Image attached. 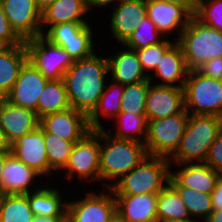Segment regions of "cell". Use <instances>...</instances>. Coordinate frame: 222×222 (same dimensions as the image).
<instances>
[{"instance_id": "cell-29", "label": "cell", "mask_w": 222, "mask_h": 222, "mask_svg": "<svg viewBox=\"0 0 222 222\" xmlns=\"http://www.w3.org/2000/svg\"><path fill=\"white\" fill-rule=\"evenodd\" d=\"M71 108L63 79L49 80L42 91L37 105V116L64 111Z\"/></svg>"}, {"instance_id": "cell-10", "label": "cell", "mask_w": 222, "mask_h": 222, "mask_svg": "<svg viewBox=\"0 0 222 222\" xmlns=\"http://www.w3.org/2000/svg\"><path fill=\"white\" fill-rule=\"evenodd\" d=\"M25 47L28 61L48 80L63 79L75 62L62 47L51 43L43 35L26 40Z\"/></svg>"}, {"instance_id": "cell-9", "label": "cell", "mask_w": 222, "mask_h": 222, "mask_svg": "<svg viewBox=\"0 0 222 222\" xmlns=\"http://www.w3.org/2000/svg\"><path fill=\"white\" fill-rule=\"evenodd\" d=\"M90 22H68L51 26L43 36L62 47L74 61L92 56L97 49Z\"/></svg>"}, {"instance_id": "cell-26", "label": "cell", "mask_w": 222, "mask_h": 222, "mask_svg": "<svg viewBox=\"0 0 222 222\" xmlns=\"http://www.w3.org/2000/svg\"><path fill=\"white\" fill-rule=\"evenodd\" d=\"M45 183L39 189L28 193L30 209L38 216L66 217L67 200L63 199L64 193L60 192L61 189L56 188L57 186L54 187L53 182Z\"/></svg>"}, {"instance_id": "cell-28", "label": "cell", "mask_w": 222, "mask_h": 222, "mask_svg": "<svg viewBox=\"0 0 222 222\" xmlns=\"http://www.w3.org/2000/svg\"><path fill=\"white\" fill-rule=\"evenodd\" d=\"M28 60L25 45H14L0 54V91L8 94L15 84L20 70Z\"/></svg>"}, {"instance_id": "cell-46", "label": "cell", "mask_w": 222, "mask_h": 222, "mask_svg": "<svg viewBox=\"0 0 222 222\" xmlns=\"http://www.w3.org/2000/svg\"><path fill=\"white\" fill-rule=\"evenodd\" d=\"M0 153H11V144L8 142L4 132L0 129Z\"/></svg>"}, {"instance_id": "cell-27", "label": "cell", "mask_w": 222, "mask_h": 222, "mask_svg": "<svg viewBox=\"0 0 222 222\" xmlns=\"http://www.w3.org/2000/svg\"><path fill=\"white\" fill-rule=\"evenodd\" d=\"M103 94L98 100L96 108L88 116V124L91 130L103 129L104 125L101 119H114L121 111V97L124 91V85L109 81ZM101 117V118H100Z\"/></svg>"}, {"instance_id": "cell-34", "label": "cell", "mask_w": 222, "mask_h": 222, "mask_svg": "<svg viewBox=\"0 0 222 222\" xmlns=\"http://www.w3.org/2000/svg\"><path fill=\"white\" fill-rule=\"evenodd\" d=\"M44 140L49 168L54 173L57 172L58 174V172H61L62 174V170L69 161V157L75 143L64 140L53 133H44Z\"/></svg>"}, {"instance_id": "cell-43", "label": "cell", "mask_w": 222, "mask_h": 222, "mask_svg": "<svg viewBox=\"0 0 222 222\" xmlns=\"http://www.w3.org/2000/svg\"><path fill=\"white\" fill-rule=\"evenodd\" d=\"M120 1L122 0H88V4L86 5L87 6V9L89 11V13L91 14V12L93 11L92 10V7L93 8H107L111 6L114 7L116 4H118Z\"/></svg>"}, {"instance_id": "cell-15", "label": "cell", "mask_w": 222, "mask_h": 222, "mask_svg": "<svg viewBox=\"0 0 222 222\" xmlns=\"http://www.w3.org/2000/svg\"><path fill=\"white\" fill-rule=\"evenodd\" d=\"M49 80L28 60L22 66L12 90L7 94L8 101L37 114L39 97Z\"/></svg>"}, {"instance_id": "cell-23", "label": "cell", "mask_w": 222, "mask_h": 222, "mask_svg": "<svg viewBox=\"0 0 222 222\" xmlns=\"http://www.w3.org/2000/svg\"><path fill=\"white\" fill-rule=\"evenodd\" d=\"M159 193L114 195L116 212L125 222H157Z\"/></svg>"}, {"instance_id": "cell-22", "label": "cell", "mask_w": 222, "mask_h": 222, "mask_svg": "<svg viewBox=\"0 0 222 222\" xmlns=\"http://www.w3.org/2000/svg\"><path fill=\"white\" fill-rule=\"evenodd\" d=\"M119 48L121 49L117 50V52L114 50L107 57L110 81L127 85L149 79L142 69L136 50L127 48L124 45Z\"/></svg>"}, {"instance_id": "cell-50", "label": "cell", "mask_w": 222, "mask_h": 222, "mask_svg": "<svg viewBox=\"0 0 222 222\" xmlns=\"http://www.w3.org/2000/svg\"><path fill=\"white\" fill-rule=\"evenodd\" d=\"M8 101V95L0 91V114Z\"/></svg>"}, {"instance_id": "cell-1", "label": "cell", "mask_w": 222, "mask_h": 222, "mask_svg": "<svg viewBox=\"0 0 222 222\" xmlns=\"http://www.w3.org/2000/svg\"><path fill=\"white\" fill-rule=\"evenodd\" d=\"M96 53L88 58L76 60L63 77L71 108L87 117L96 108L108 82L106 79H110L107 77V56L101 57Z\"/></svg>"}, {"instance_id": "cell-32", "label": "cell", "mask_w": 222, "mask_h": 222, "mask_svg": "<svg viewBox=\"0 0 222 222\" xmlns=\"http://www.w3.org/2000/svg\"><path fill=\"white\" fill-rule=\"evenodd\" d=\"M180 195L183 203L187 206L191 218L205 222L212 209L211 194L200 192L184 186H172Z\"/></svg>"}, {"instance_id": "cell-47", "label": "cell", "mask_w": 222, "mask_h": 222, "mask_svg": "<svg viewBox=\"0 0 222 222\" xmlns=\"http://www.w3.org/2000/svg\"><path fill=\"white\" fill-rule=\"evenodd\" d=\"M205 222H222V210H213Z\"/></svg>"}, {"instance_id": "cell-40", "label": "cell", "mask_w": 222, "mask_h": 222, "mask_svg": "<svg viewBox=\"0 0 222 222\" xmlns=\"http://www.w3.org/2000/svg\"><path fill=\"white\" fill-rule=\"evenodd\" d=\"M0 37L7 39L13 46L25 45V42L16 34L11 27L2 5L0 4Z\"/></svg>"}, {"instance_id": "cell-17", "label": "cell", "mask_w": 222, "mask_h": 222, "mask_svg": "<svg viewBox=\"0 0 222 222\" xmlns=\"http://www.w3.org/2000/svg\"><path fill=\"white\" fill-rule=\"evenodd\" d=\"M185 109L184 89L150 83L146 96L147 120H157L181 113Z\"/></svg>"}, {"instance_id": "cell-41", "label": "cell", "mask_w": 222, "mask_h": 222, "mask_svg": "<svg viewBox=\"0 0 222 222\" xmlns=\"http://www.w3.org/2000/svg\"><path fill=\"white\" fill-rule=\"evenodd\" d=\"M196 70L207 77L222 80V57L206 61Z\"/></svg>"}, {"instance_id": "cell-14", "label": "cell", "mask_w": 222, "mask_h": 222, "mask_svg": "<svg viewBox=\"0 0 222 222\" xmlns=\"http://www.w3.org/2000/svg\"><path fill=\"white\" fill-rule=\"evenodd\" d=\"M146 8L147 17L166 38L176 32L175 41L180 38L193 16L184 6L165 1L146 0Z\"/></svg>"}, {"instance_id": "cell-35", "label": "cell", "mask_w": 222, "mask_h": 222, "mask_svg": "<svg viewBox=\"0 0 222 222\" xmlns=\"http://www.w3.org/2000/svg\"><path fill=\"white\" fill-rule=\"evenodd\" d=\"M150 80L124 85L121 97V111L137 115H146L145 102L150 87Z\"/></svg>"}, {"instance_id": "cell-53", "label": "cell", "mask_w": 222, "mask_h": 222, "mask_svg": "<svg viewBox=\"0 0 222 222\" xmlns=\"http://www.w3.org/2000/svg\"><path fill=\"white\" fill-rule=\"evenodd\" d=\"M163 222H201L198 220H195L193 218H189V219H172V220H165Z\"/></svg>"}, {"instance_id": "cell-18", "label": "cell", "mask_w": 222, "mask_h": 222, "mask_svg": "<svg viewBox=\"0 0 222 222\" xmlns=\"http://www.w3.org/2000/svg\"><path fill=\"white\" fill-rule=\"evenodd\" d=\"M110 16L108 25L113 40L122 46L147 16L146 0H122L114 6Z\"/></svg>"}, {"instance_id": "cell-4", "label": "cell", "mask_w": 222, "mask_h": 222, "mask_svg": "<svg viewBox=\"0 0 222 222\" xmlns=\"http://www.w3.org/2000/svg\"><path fill=\"white\" fill-rule=\"evenodd\" d=\"M169 159L146 156L129 173L120 178L112 187L114 195H137L160 193L171 176Z\"/></svg>"}, {"instance_id": "cell-5", "label": "cell", "mask_w": 222, "mask_h": 222, "mask_svg": "<svg viewBox=\"0 0 222 222\" xmlns=\"http://www.w3.org/2000/svg\"><path fill=\"white\" fill-rule=\"evenodd\" d=\"M177 43L182 47L189 70H196L204 62L222 57V32L206 26L194 15Z\"/></svg>"}, {"instance_id": "cell-13", "label": "cell", "mask_w": 222, "mask_h": 222, "mask_svg": "<svg viewBox=\"0 0 222 222\" xmlns=\"http://www.w3.org/2000/svg\"><path fill=\"white\" fill-rule=\"evenodd\" d=\"M11 153L41 177L50 174V177H46L50 181L49 178L54 172L49 168L44 130L40 126L11 144Z\"/></svg>"}, {"instance_id": "cell-57", "label": "cell", "mask_w": 222, "mask_h": 222, "mask_svg": "<svg viewBox=\"0 0 222 222\" xmlns=\"http://www.w3.org/2000/svg\"><path fill=\"white\" fill-rule=\"evenodd\" d=\"M198 4L201 2V1H203V0H195Z\"/></svg>"}, {"instance_id": "cell-33", "label": "cell", "mask_w": 222, "mask_h": 222, "mask_svg": "<svg viewBox=\"0 0 222 222\" xmlns=\"http://www.w3.org/2000/svg\"><path fill=\"white\" fill-rule=\"evenodd\" d=\"M28 194H5L0 212V222H32Z\"/></svg>"}, {"instance_id": "cell-24", "label": "cell", "mask_w": 222, "mask_h": 222, "mask_svg": "<svg viewBox=\"0 0 222 222\" xmlns=\"http://www.w3.org/2000/svg\"><path fill=\"white\" fill-rule=\"evenodd\" d=\"M39 124L40 119L35 111L12 104L9 101L0 114V129L10 144L34 131Z\"/></svg>"}, {"instance_id": "cell-54", "label": "cell", "mask_w": 222, "mask_h": 222, "mask_svg": "<svg viewBox=\"0 0 222 222\" xmlns=\"http://www.w3.org/2000/svg\"><path fill=\"white\" fill-rule=\"evenodd\" d=\"M4 196H5V193H3V192L0 190V212H1L2 203H3V200H4Z\"/></svg>"}, {"instance_id": "cell-21", "label": "cell", "mask_w": 222, "mask_h": 222, "mask_svg": "<svg viewBox=\"0 0 222 222\" xmlns=\"http://www.w3.org/2000/svg\"><path fill=\"white\" fill-rule=\"evenodd\" d=\"M189 71L182 47L176 42L161 57V61L153 72L154 74L149 75V80L156 85L183 88ZM156 79H160L158 80L159 83L154 82Z\"/></svg>"}, {"instance_id": "cell-19", "label": "cell", "mask_w": 222, "mask_h": 222, "mask_svg": "<svg viewBox=\"0 0 222 222\" xmlns=\"http://www.w3.org/2000/svg\"><path fill=\"white\" fill-rule=\"evenodd\" d=\"M37 179L43 180L37 172L17 159L12 153L6 156L1 175V191L3 193L28 194L41 187L39 185L43 182L38 184L35 182Z\"/></svg>"}, {"instance_id": "cell-8", "label": "cell", "mask_w": 222, "mask_h": 222, "mask_svg": "<svg viewBox=\"0 0 222 222\" xmlns=\"http://www.w3.org/2000/svg\"><path fill=\"white\" fill-rule=\"evenodd\" d=\"M62 171L69 182L75 176L81 182L84 180L83 183L100 181V129L91 130L74 144L69 161Z\"/></svg>"}, {"instance_id": "cell-39", "label": "cell", "mask_w": 222, "mask_h": 222, "mask_svg": "<svg viewBox=\"0 0 222 222\" xmlns=\"http://www.w3.org/2000/svg\"><path fill=\"white\" fill-rule=\"evenodd\" d=\"M205 163L222 175V133L220 132L215 142L211 145Z\"/></svg>"}, {"instance_id": "cell-42", "label": "cell", "mask_w": 222, "mask_h": 222, "mask_svg": "<svg viewBox=\"0 0 222 222\" xmlns=\"http://www.w3.org/2000/svg\"><path fill=\"white\" fill-rule=\"evenodd\" d=\"M212 209L222 210V176L217 181L214 190L211 192Z\"/></svg>"}, {"instance_id": "cell-37", "label": "cell", "mask_w": 222, "mask_h": 222, "mask_svg": "<svg viewBox=\"0 0 222 222\" xmlns=\"http://www.w3.org/2000/svg\"><path fill=\"white\" fill-rule=\"evenodd\" d=\"M177 41L164 38L160 43L150 45L145 48L136 50L142 69L149 77L153 74L155 68L161 61V57L176 43ZM150 72V73H149Z\"/></svg>"}, {"instance_id": "cell-3", "label": "cell", "mask_w": 222, "mask_h": 222, "mask_svg": "<svg viewBox=\"0 0 222 222\" xmlns=\"http://www.w3.org/2000/svg\"><path fill=\"white\" fill-rule=\"evenodd\" d=\"M220 133L219 120L212 115L190 114L179 148L169 159L172 164L202 163Z\"/></svg>"}, {"instance_id": "cell-12", "label": "cell", "mask_w": 222, "mask_h": 222, "mask_svg": "<svg viewBox=\"0 0 222 222\" xmlns=\"http://www.w3.org/2000/svg\"><path fill=\"white\" fill-rule=\"evenodd\" d=\"M16 34L25 42L42 35L41 11L35 0H0Z\"/></svg>"}, {"instance_id": "cell-49", "label": "cell", "mask_w": 222, "mask_h": 222, "mask_svg": "<svg viewBox=\"0 0 222 222\" xmlns=\"http://www.w3.org/2000/svg\"><path fill=\"white\" fill-rule=\"evenodd\" d=\"M13 45L5 38L0 37V54L10 50Z\"/></svg>"}, {"instance_id": "cell-31", "label": "cell", "mask_w": 222, "mask_h": 222, "mask_svg": "<svg viewBox=\"0 0 222 222\" xmlns=\"http://www.w3.org/2000/svg\"><path fill=\"white\" fill-rule=\"evenodd\" d=\"M189 218L191 216L179 193L168 184L158 196L157 222Z\"/></svg>"}, {"instance_id": "cell-48", "label": "cell", "mask_w": 222, "mask_h": 222, "mask_svg": "<svg viewBox=\"0 0 222 222\" xmlns=\"http://www.w3.org/2000/svg\"><path fill=\"white\" fill-rule=\"evenodd\" d=\"M56 0H35L37 8L42 12Z\"/></svg>"}, {"instance_id": "cell-6", "label": "cell", "mask_w": 222, "mask_h": 222, "mask_svg": "<svg viewBox=\"0 0 222 222\" xmlns=\"http://www.w3.org/2000/svg\"><path fill=\"white\" fill-rule=\"evenodd\" d=\"M183 89L189 114L218 116L222 112V80L190 70Z\"/></svg>"}, {"instance_id": "cell-44", "label": "cell", "mask_w": 222, "mask_h": 222, "mask_svg": "<svg viewBox=\"0 0 222 222\" xmlns=\"http://www.w3.org/2000/svg\"><path fill=\"white\" fill-rule=\"evenodd\" d=\"M176 3L184 6L192 15H195L198 3L195 0H155Z\"/></svg>"}, {"instance_id": "cell-11", "label": "cell", "mask_w": 222, "mask_h": 222, "mask_svg": "<svg viewBox=\"0 0 222 222\" xmlns=\"http://www.w3.org/2000/svg\"><path fill=\"white\" fill-rule=\"evenodd\" d=\"M101 189L98 194L91 189L81 199H69L66 222H106L116 212V200L111 188Z\"/></svg>"}, {"instance_id": "cell-25", "label": "cell", "mask_w": 222, "mask_h": 222, "mask_svg": "<svg viewBox=\"0 0 222 222\" xmlns=\"http://www.w3.org/2000/svg\"><path fill=\"white\" fill-rule=\"evenodd\" d=\"M90 14L86 4L81 0H56L41 12L42 35L53 25L68 22H89Z\"/></svg>"}, {"instance_id": "cell-55", "label": "cell", "mask_w": 222, "mask_h": 222, "mask_svg": "<svg viewBox=\"0 0 222 222\" xmlns=\"http://www.w3.org/2000/svg\"><path fill=\"white\" fill-rule=\"evenodd\" d=\"M217 117L219 120L220 132L222 133V112Z\"/></svg>"}, {"instance_id": "cell-36", "label": "cell", "mask_w": 222, "mask_h": 222, "mask_svg": "<svg viewBox=\"0 0 222 222\" xmlns=\"http://www.w3.org/2000/svg\"><path fill=\"white\" fill-rule=\"evenodd\" d=\"M165 36L157 29L156 25L146 16L141 20L138 28L122 44L127 48L138 50L153 44L160 43Z\"/></svg>"}, {"instance_id": "cell-7", "label": "cell", "mask_w": 222, "mask_h": 222, "mask_svg": "<svg viewBox=\"0 0 222 222\" xmlns=\"http://www.w3.org/2000/svg\"><path fill=\"white\" fill-rule=\"evenodd\" d=\"M190 114L181 113L157 120H147V137L144 142L148 155L170 159L179 148Z\"/></svg>"}, {"instance_id": "cell-51", "label": "cell", "mask_w": 222, "mask_h": 222, "mask_svg": "<svg viewBox=\"0 0 222 222\" xmlns=\"http://www.w3.org/2000/svg\"><path fill=\"white\" fill-rule=\"evenodd\" d=\"M9 153H0V190H1V175H2V169H3V165H4V162L6 160V156L8 155Z\"/></svg>"}, {"instance_id": "cell-56", "label": "cell", "mask_w": 222, "mask_h": 222, "mask_svg": "<svg viewBox=\"0 0 222 222\" xmlns=\"http://www.w3.org/2000/svg\"><path fill=\"white\" fill-rule=\"evenodd\" d=\"M83 1L86 5L88 4V0H81Z\"/></svg>"}, {"instance_id": "cell-20", "label": "cell", "mask_w": 222, "mask_h": 222, "mask_svg": "<svg viewBox=\"0 0 222 222\" xmlns=\"http://www.w3.org/2000/svg\"><path fill=\"white\" fill-rule=\"evenodd\" d=\"M176 168L175 171H171L169 179L171 186L189 187L207 194H211L222 176L205 162L176 164Z\"/></svg>"}, {"instance_id": "cell-45", "label": "cell", "mask_w": 222, "mask_h": 222, "mask_svg": "<svg viewBox=\"0 0 222 222\" xmlns=\"http://www.w3.org/2000/svg\"><path fill=\"white\" fill-rule=\"evenodd\" d=\"M32 222H66V217H49L34 215Z\"/></svg>"}, {"instance_id": "cell-52", "label": "cell", "mask_w": 222, "mask_h": 222, "mask_svg": "<svg viewBox=\"0 0 222 222\" xmlns=\"http://www.w3.org/2000/svg\"><path fill=\"white\" fill-rule=\"evenodd\" d=\"M106 222H125V221L117 212H115Z\"/></svg>"}, {"instance_id": "cell-30", "label": "cell", "mask_w": 222, "mask_h": 222, "mask_svg": "<svg viewBox=\"0 0 222 222\" xmlns=\"http://www.w3.org/2000/svg\"><path fill=\"white\" fill-rule=\"evenodd\" d=\"M116 123L114 133L108 130V133L117 139L132 140L144 143L147 137L148 121L146 115H137L126 112H120L114 119Z\"/></svg>"}, {"instance_id": "cell-38", "label": "cell", "mask_w": 222, "mask_h": 222, "mask_svg": "<svg viewBox=\"0 0 222 222\" xmlns=\"http://www.w3.org/2000/svg\"><path fill=\"white\" fill-rule=\"evenodd\" d=\"M206 26L222 32V0H203L194 15Z\"/></svg>"}, {"instance_id": "cell-2", "label": "cell", "mask_w": 222, "mask_h": 222, "mask_svg": "<svg viewBox=\"0 0 222 222\" xmlns=\"http://www.w3.org/2000/svg\"><path fill=\"white\" fill-rule=\"evenodd\" d=\"M146 156L148 154L144 143L117 139L105 128L100 129V181L103 182L101 187L111 188Z\"/></svg>"}, {"instance_id": "cell-16", "label": "cell", "mask_w": 222, "mask_h": 222, "mask_svg": "<svg viewBox=\"0 0 222 222\" xmlns=\"http://www.w3.org/2000/svg\"><path fill=\"white\" fill-rule=\"evenodd\" d=\"M44 133H53L64 140L76 143L91 131L88 117L73 108L51 113L40 118Z\"/></svg>"}]
</instances>
